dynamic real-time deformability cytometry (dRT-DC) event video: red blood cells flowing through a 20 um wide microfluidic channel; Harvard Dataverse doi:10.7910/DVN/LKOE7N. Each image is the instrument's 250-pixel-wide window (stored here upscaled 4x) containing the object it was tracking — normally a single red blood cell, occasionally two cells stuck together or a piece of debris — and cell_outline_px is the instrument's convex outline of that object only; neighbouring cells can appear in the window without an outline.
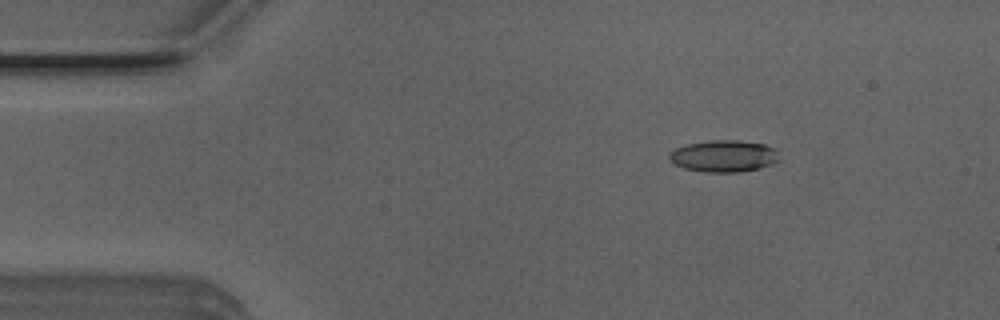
{"species": "Egyptian fruit bat (a non-hibernating species)", "species_latin": "Rousettus aegyptiacus", "temperature_condition": "room temperature", "stored_images_in_passage": 45, "camera_frame_rate_fps": 3000, "um_per_image_px": 0.085, "animal": {"sex": "male"}, "frame": {"image": 1, "passage_image": 1, "time_ms": 0.0, "image_size_px": [1000, 320], "cell_outline_px": [[776, 160], [772, 164], [740, 172], [704, 172], [684, 168], [676, 164], [668, 156], [676, 148], [688, 144], [708, 140], [740, 140], [764, 144], [776, 148]], "centroid_in_image_um": [61.52, 13.25], "position_along_channel_um": 23.5, "area_um2": 20.06}}
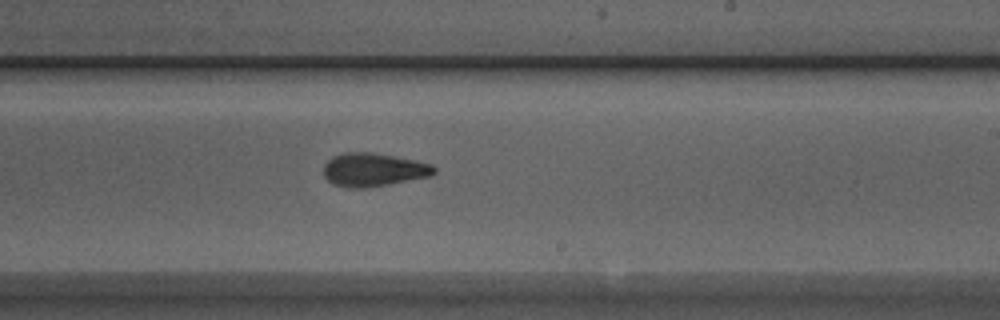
{"frame": {"image": 2, "passage_image": 24, "time_ms": 7.667, "image_size_px": [1000, 320], "cell_outline_px": [[436, 172], [432, 176], [388, 184], [364, 188], [348, 188], [332, 184], [324, 176], [324, 164], [332, 156], [340, 152], [368, 152], [416, 160], [432, 164], [436, 168]], "centroid_in_image_um": [31.73, 14.43], "position_along_channel_um": 257.3, "area_um2": 21.62}}
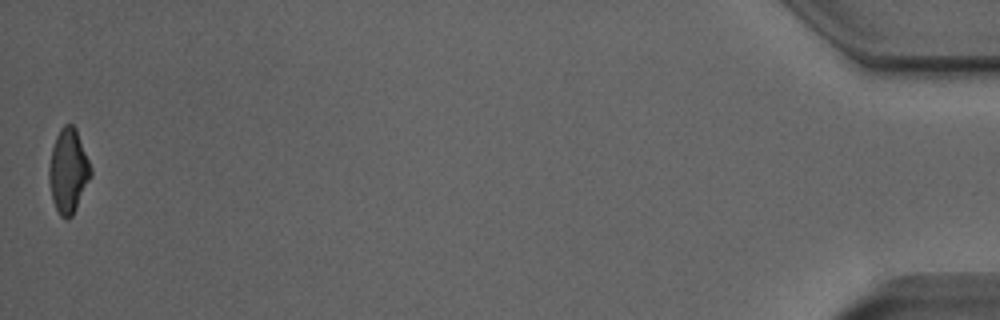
{"frame": {"image": 3, "passage_image": 45, "time_ms": 14.667, "image_size_px": [1000, 320], "cell_outline_px": [[92, 176], [72, 216], [68, 220], [64, 220], [60, 216], [52, 200], [48, 180], [48, 168], [52, 148], [56, 136], [60, 128], [64, 124], [72, 124], [76, 128], [92, 168]], "centroid_in_image_um": [5.8, 14.54], "position_along_channel_um": 429.4, "area_um2": 20.75}, "authors_computed_cell_mechanics": {"area_um2": 21.2126, "velocity_mm_per_s": 3.9356, "shape_relaxation_time_tau1_ms": 6.1093, "shape_relaxation_time_tau2_ms": 3.0134, "deformation_change_tau1": 0.1914, "deformation_change_tau2": 0.1107}}